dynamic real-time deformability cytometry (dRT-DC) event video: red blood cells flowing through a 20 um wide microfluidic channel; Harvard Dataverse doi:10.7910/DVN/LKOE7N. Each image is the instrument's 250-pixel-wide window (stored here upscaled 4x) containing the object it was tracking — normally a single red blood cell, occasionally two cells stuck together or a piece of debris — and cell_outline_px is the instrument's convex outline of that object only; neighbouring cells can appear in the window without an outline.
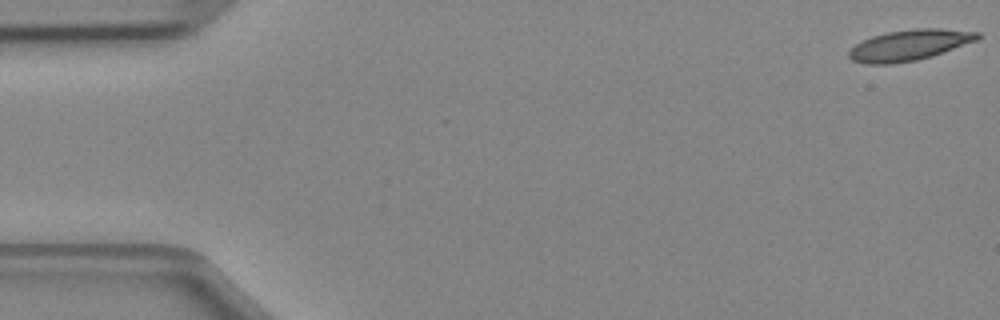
{"species": "Egyptian fruit bat (a non-hibernating species)", "species_latin": "Rousettus aegyptiacus", "temperature_condition": "cold", "stored_images_in_passage": 4, "camera_frame_rate_fps": 3000, "um_per_image_px": 0.085, "animal": {"sex": "female"}, "frame": {"image": 1, "passage_image": 1, "time_ms": 0.0, "image_size_px": [1000, 320], "cell_outline_px": [[980, 36], [976, 40], [932, 56], [916, 60], [892, 64], [864, 64], [852, 60], [848, 56], [848, 52], [856, 44], [872, 36], [888, 32], [912, 28], [940, 28], [980, 32]], "centroid_in_image_um": [77.28, 3.83], "position_along_channel_um": 7.7, "area_um2": 22.95}}
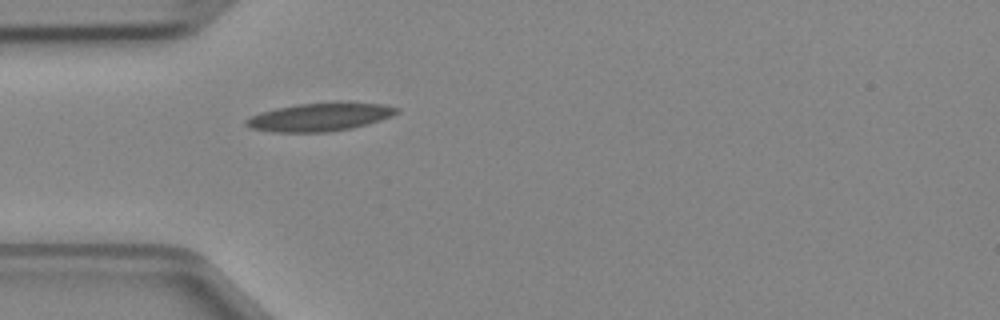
{"frame": {"image": 2, "passage_image": 4, "time_ms": 1.0, "image_size_px": [1000, 320], "cell_outline_px": [[400, 112], [392, 116], [368, 124], [352, 128], [328, 132], [272, 132], [252, 128], [244, 124], [244, 120], [260, 112], [276, 108], [296, 104], [336, 100], [348, 100], [384, 104], [400, 108]], "centroid_in_image_um": [27.26, 9.9], "position_along_channel_um": 57.7, "area_um2": 25.61}}